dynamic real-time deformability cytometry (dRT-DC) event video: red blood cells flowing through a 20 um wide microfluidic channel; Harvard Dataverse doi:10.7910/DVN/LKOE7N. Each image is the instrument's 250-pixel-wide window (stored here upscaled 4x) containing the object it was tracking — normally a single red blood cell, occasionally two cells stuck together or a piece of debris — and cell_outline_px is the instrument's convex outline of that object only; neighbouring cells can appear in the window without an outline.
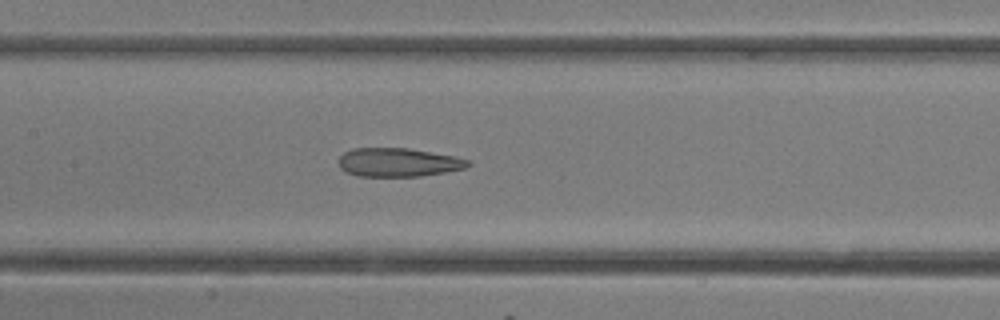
{"species": "common noctule bat (a hibernating species)", "species_latin": "Nyctalus noctula", "temperature_condition": "room temperature", "stored_images_in_passage": 18, "camera_frame_rate_fps": 3000, "um_per_image_px": 0.085, "animal": {"sex": "female"}, "frame": {"image": 1, "passage_image": 15, "time_ms": 4.667, "image_size_px": [1000, 320], "cell_outline_px": [[472, 164], [464, 168], [444, 172], [420, 176], [360, 176], [344, 172], [340, 168], [336, 160], [344, 152], [352, 148], [408, 148], [452, 156], [468, 160]], "centroid_in_image_um": [33.77, 13.8], "position_along_channel_um": 173.6, "area_um2": 21.56}}
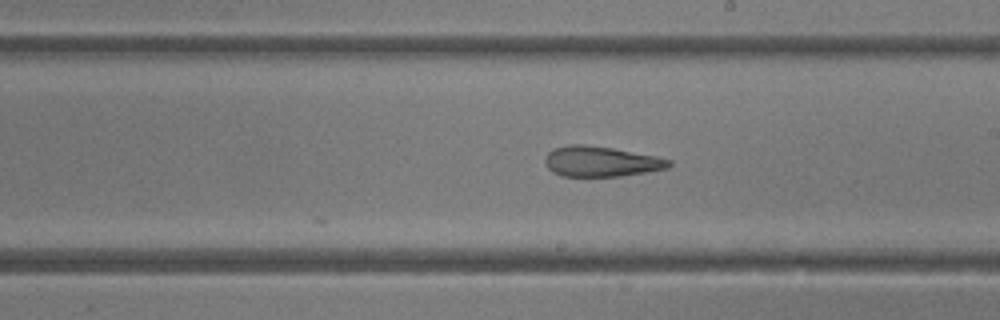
{"frame": {"image": 2, "passage_image": 18, "time_ms": 5.667, "image_size_px": [1000, 320], "cell_outline_px": [[672, 164], [668, 168], [620, 176], [560, 176], [552, 172], [548, 168], [544, 160], [548, 152], [552, 148], [568, 144], [584, 144], [612, 148], [656, 156], [672, 160]], "centroid_in_image_um": [51.05, 13.72], "position_along_channel_um": 237.9, "area_um2": 21.96}}